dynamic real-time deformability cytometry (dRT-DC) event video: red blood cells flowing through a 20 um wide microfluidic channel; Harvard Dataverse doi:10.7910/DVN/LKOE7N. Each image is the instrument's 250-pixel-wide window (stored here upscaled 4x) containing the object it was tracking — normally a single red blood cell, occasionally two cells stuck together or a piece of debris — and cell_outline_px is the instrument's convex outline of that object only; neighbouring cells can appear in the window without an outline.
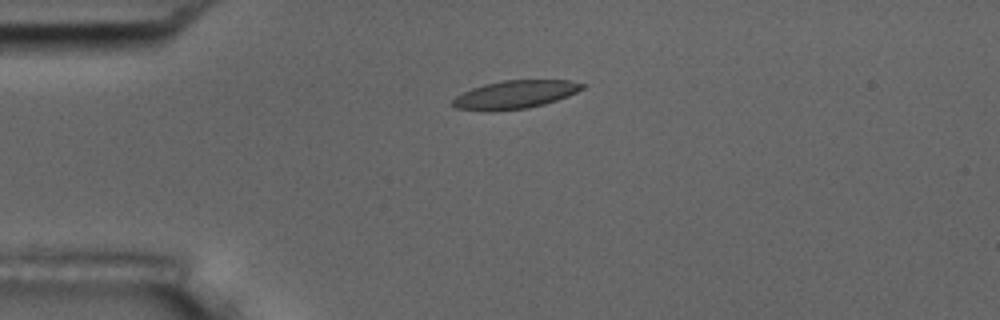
{"species": "common noctule bat (a hibernating species)", "species_latin": "Nyctalus noctula", "temperature_condition": "room temperature", "stored_images_in_passage": 5, "camera_frame_rate_fps": 3000, "um_per_image_px": 0.085, "animal": {"sex": "male", "body_mass_g": 17.5, "forearm_length_mm": 52.3}, "frame": {"image": 1, "passage_image": 4, "time_ms": 4.333, "image_size_px": [1000, 320], "cell_outline_px": [[588, 84], [584, 88], [568, 96], [544, 104], [528, 108], [488, 112], [456, 108], [452, 104], [452, 100], [456, 96], [472, 88], [484, 84], [504, 80], [572, 80]], "centroid_in_image_um": [43.8, 8.04], "position_along_channel_um": 41.2, "area_um2": 21.44}}